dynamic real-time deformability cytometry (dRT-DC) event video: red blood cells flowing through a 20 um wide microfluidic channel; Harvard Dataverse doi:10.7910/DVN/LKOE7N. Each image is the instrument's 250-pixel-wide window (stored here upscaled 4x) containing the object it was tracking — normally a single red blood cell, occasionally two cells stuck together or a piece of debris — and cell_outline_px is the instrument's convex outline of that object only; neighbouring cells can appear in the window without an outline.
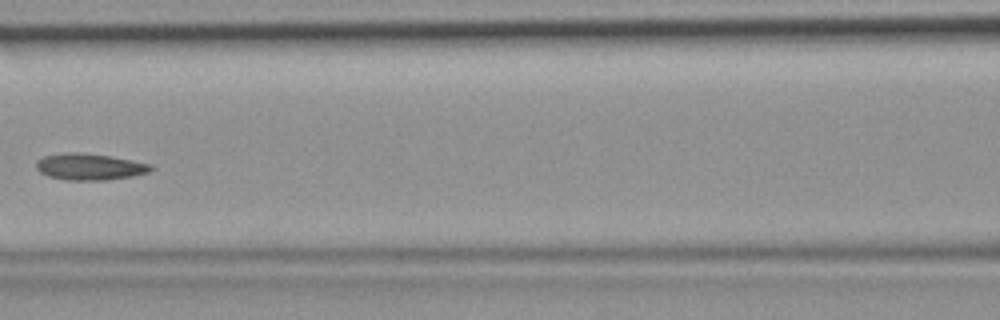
{"species": "common noctule bat (a hibernating species)", "species_latin": "Nyctalus noctula", "temperature_condition": "room temperature", "stored_images_in_passage": 8, "camera_frame_rate_fps": 3000, "um_per_image_px": 0.085, "animal": {"sex": "female", "body_mass_g": 19.9}, "frame": {"image": 1, "passage_image": 8, "time_ms": 2.333, "image_size_px": [1000, 320], "cell_outline_px": [[156, 168], [148, 172], [132, 176], [104, 180], [64, 180], [48, 176], [40, 172], [36, 168], [36, 160], [44, 156], [68, 152], [80, 152], [112, 156], [152, 164]], "centroid_in_image_um": [7.63, 14.17], "position_along_channel_um": 159.0, "area_um2": 17.86}}